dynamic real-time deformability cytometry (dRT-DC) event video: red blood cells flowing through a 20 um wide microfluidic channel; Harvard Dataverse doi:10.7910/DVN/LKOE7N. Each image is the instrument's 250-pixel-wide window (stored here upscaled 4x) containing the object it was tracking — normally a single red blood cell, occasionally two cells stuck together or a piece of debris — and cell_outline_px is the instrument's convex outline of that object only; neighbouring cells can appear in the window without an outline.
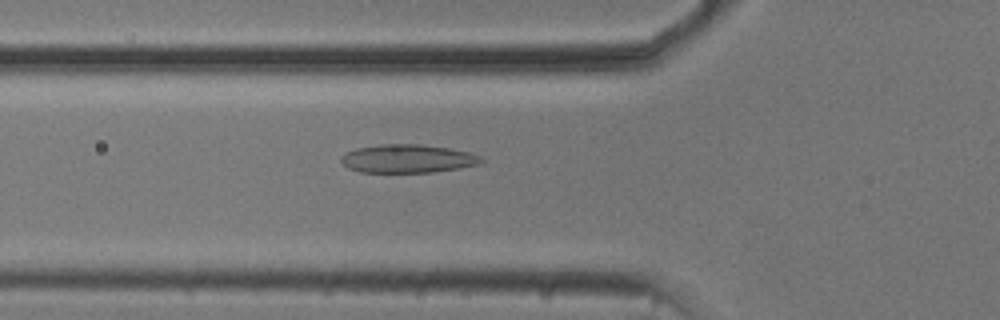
{"species": "common noctule bat (a hibernating species)", "species_latin": "Nyctalus noctula", "temperature_condition": "cold", "stored_images_in_passage": 53, "camera_frame_rate_fps": 3000, "um_per_image_px": 0.085, "animal": {"sex": "male", "body_mass_g": 20.5, "forearm_length_mm": 52.5}, "frame": {"image": 1, "passage_image": 18, "time_ms": 5.667, "image_size_px": [1000, 320], "cell_outline_px": [[484, 160], [480, 164], [460, 168], [432, 172], [360, 172], [348, 168], [340, 160], [340, 156], [356, 148], [380, 144], [416, 144], [448, 148], [468, 152], [480, 156]], "centroid_in_image_um": [34.64, 13.49], "position_along_channel_um": 91.2, "area_um2": 23.06}}
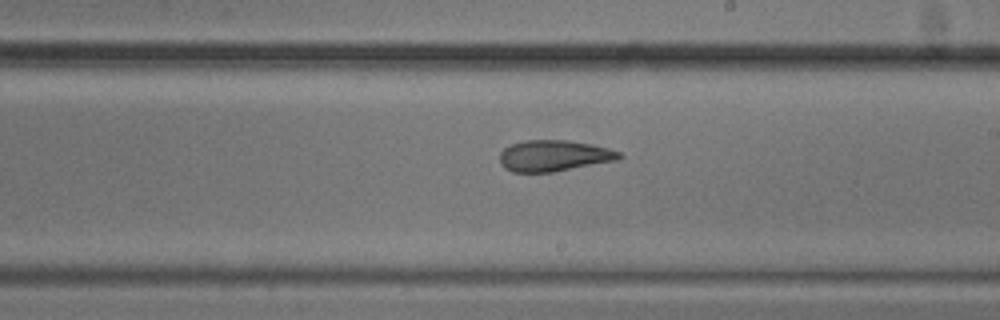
{"frame": {"image": 2, "passage_image": 30, "time_ms": 9.667, "image_size_px": [1000, 320], "cell_outline_px": [[624, 156], [620, 160], [552, 172], [512, 172], [504, 168], [500, 164], [500, 152], [504, 148], [512, 144], [524, 140], [568, 140], [608, 148], [620, 152]], "centroid_in_image_um": [47.09, 13.24], "position_along_channel_um": 241.9, "area_um2": 21.79}}
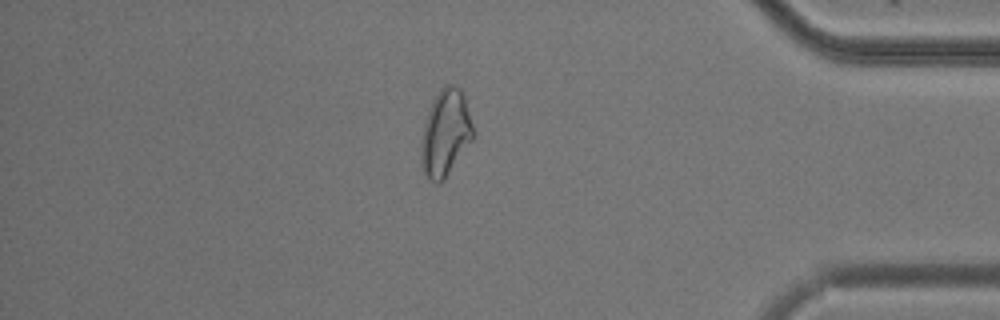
{"frame": {"image": 3, "passage_image": 45, "time_ms": 14.667, "image_size_px": [1000, 320], "cell_outline_px": [[476, 136], [444, 180], [440, 184], [436, 184], [424, 172], [420, 164], [420, 140], [424, 120], [432, 100], [440, 88], [444, 84], [456, 84], [460, 88], [464, 96]], "centroid_in_image_um": [37.85, 11.3], "position_along_channel_um": 397.3, "area_um2": 26.88}, "authors_computed_cell_mechanics": {"area_um2": 24.3916, "velocity_mm_per_s": 3.7475, "shape_relaxation_time_tau1_ms": null, "shape_relaxation_time_tau2_ms": 3.1832, "deformation_change_tau1": null, "deformation_change_tau2": 0.1025}}